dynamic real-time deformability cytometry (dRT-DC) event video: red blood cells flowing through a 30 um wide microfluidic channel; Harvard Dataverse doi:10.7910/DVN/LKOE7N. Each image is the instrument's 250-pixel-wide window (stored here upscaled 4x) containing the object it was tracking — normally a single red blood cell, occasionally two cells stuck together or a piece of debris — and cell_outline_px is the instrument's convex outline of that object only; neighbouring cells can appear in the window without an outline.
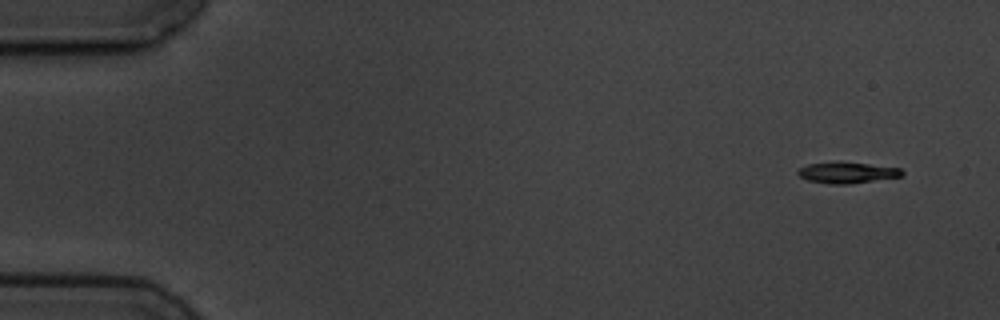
{"species": "common noctule bat (a hibernating species)", "species_latin": "Nyctalus noctula", "temperature_condition": "cold", "stored_images_in_passage": 4, "camera_frame_rate_fps": 3000, "um_per_image_px": 0.085, "animal": {"sex": "male", "body_mass_g": 19.5, "forearm_length_mm": 54.6}, "frame": {"image": 1, "passage_image": 1, "time_ms": 0.0, "image_size_px": [1000, 320], "cell_outline_px": [[904, 176], [848, 184], [832, 184], [808, 180], [800, 176], [796, 172], [800, 168], [808, 164], [868, 164], [900, 168], [904, 172]], "centroid_in_image_um": [72.06, 14.71], "position_along_channel_um": 12.9, "area_um2": 12.08}}